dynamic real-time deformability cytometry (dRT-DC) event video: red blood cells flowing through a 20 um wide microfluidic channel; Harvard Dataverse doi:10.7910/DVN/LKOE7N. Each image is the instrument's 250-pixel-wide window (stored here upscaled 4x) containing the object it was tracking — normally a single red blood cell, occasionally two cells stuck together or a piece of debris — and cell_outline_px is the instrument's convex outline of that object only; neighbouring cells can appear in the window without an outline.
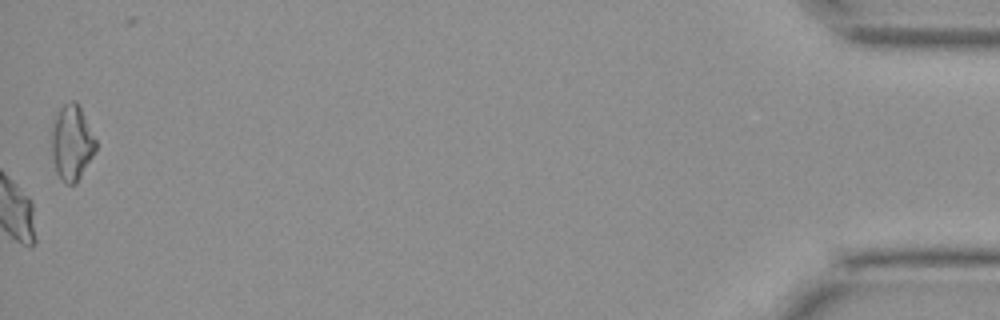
{"species": "Egyptian fruit bat (a non-hibernating species)", "species_latin": "Rousettus aegyptiacus", "temperature_condition": "cold", "stored_images_in_passage": 38, "camera_frame_rate_fps": 3000, "um_per_image_px": 0.085, "animal": {"sex": "female"}, "frame": {"image": 1, "passage_image": 38, "time_ms": 12.333, "image_size_px": [1000, 320], "cell_outline_px": [[96, 148], [92, 156], [76, 184], [64, 184], [60, 180], [56, 172], [52, 156], [52, 124], [60, 108], [64, 104], [72, 100], [76, 100], [96, 140]], "centroid_in_image_um": [6.08, 12.15], "position_along_channel_um": 429.1, "area_um2": 19.19}}